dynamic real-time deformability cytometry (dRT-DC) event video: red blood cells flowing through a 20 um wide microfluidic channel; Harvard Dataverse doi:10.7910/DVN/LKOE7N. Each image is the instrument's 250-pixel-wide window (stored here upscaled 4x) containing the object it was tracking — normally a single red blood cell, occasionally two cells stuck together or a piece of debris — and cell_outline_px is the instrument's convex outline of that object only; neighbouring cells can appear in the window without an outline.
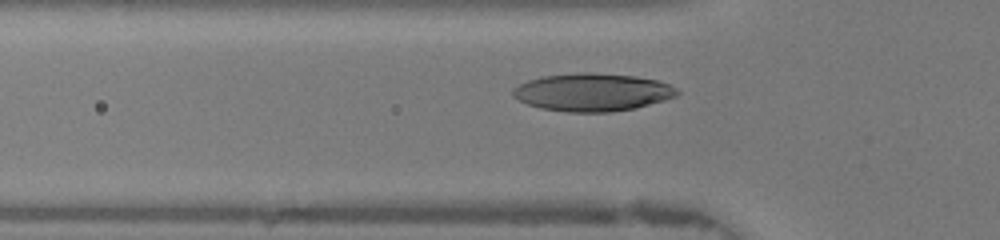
{"species": "human", "species_latin": "Homo sapiens", "temperature_condition": "warm", "stored_images_in_passage": 45, "camera_frame_rate_fps": 3000, "um_per_image_px": 0.085, "donor": {"sex": "female"}, "frame": {"image": 1, "passage_image": 13, "time_ms": 4.0, "image_size_px": [1000, 240], "cell_outline_px": [[680, 92], [676, 96], [664, 100], [636, 108], [612, 112], [568, 112], [540, 108], [528, 104], [512, 96], [512, 88], [528, 80], [544, 76], [580, 72], [636, 76], [656, 80], [668, 84], [676, 88]], "centroid_in_image_um": [50.35, 7.85], "position_along_channel_um": 75.4, "area_um2": 36.07}}
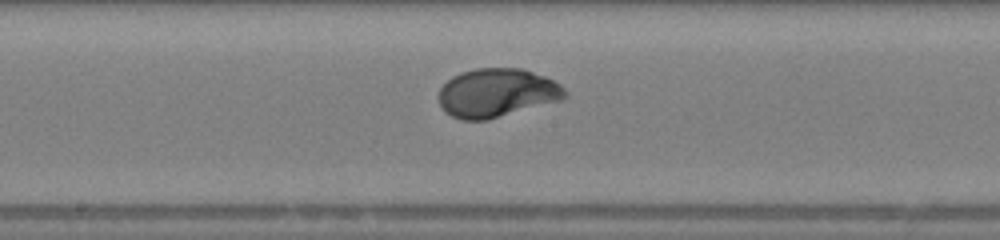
{"frame": {"image": 2, "passage_image": 22, "time_ms": 7.0, "image_size_px": [1000, 240], "cell_outline_px": [[568, 96], [564, 100], [488, 120], [460, 120], [444, 112], [436, 96], [440, 88], [452, 76], [460, 72], [476, 68], [520, 68], [544, 76], [560, 84], [568, 92]], "centroid_in_image_um": [42.23, 7.91], "position_along_channel_um": 206.0, "area_um2": 36.36}}
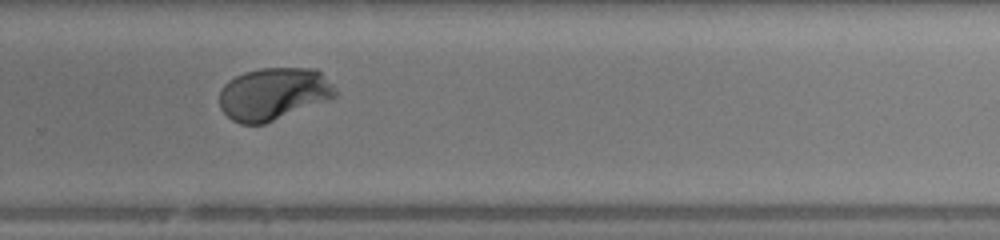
{"frame": {"image": 3, "passage_image": 29, "time_ms": 9.333, "image_size_px": [1000, 240], "cell_outline_px": [[336, 96], [264, 124], [240, 124], [232, 120], [220, 108], [220, 88], [228, 80], [244, 72], [260, 68], [316, 68], [336, 88]], "centroid_in_image_um": [23.21, 7.96], "position_along_channel_um": 306.6, "area_um2": 35.14}, "authors_computed_cell_mechanics": {"area_um2": 35.6626, "velocity_mm_per_s": 4.3225, "shape_relaxation_time_tau1_ms": 2.9076, "shape_relaxation_time_tau2_ms": null, "deformation_change_tau1": 0.1965, "deformation_change_tau2": null}}